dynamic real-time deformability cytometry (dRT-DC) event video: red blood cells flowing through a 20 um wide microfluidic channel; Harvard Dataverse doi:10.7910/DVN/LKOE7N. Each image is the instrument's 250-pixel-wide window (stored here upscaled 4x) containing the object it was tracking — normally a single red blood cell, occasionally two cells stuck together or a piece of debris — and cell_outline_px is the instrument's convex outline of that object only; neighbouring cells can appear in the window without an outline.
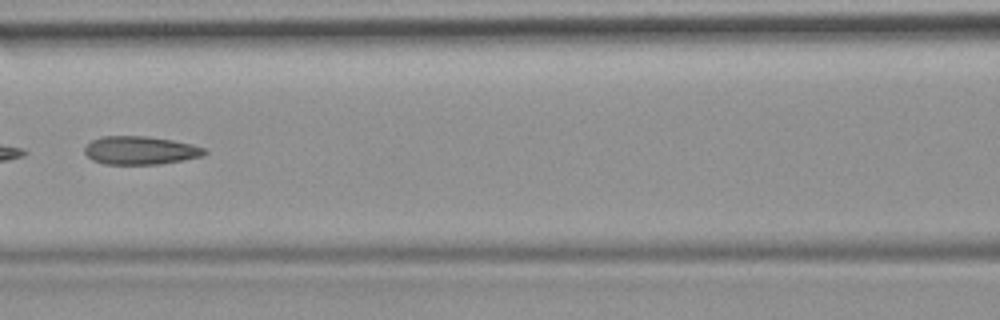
{"species": "common noctule bat (a hibernating species)", "species_latin": "Nyctalus noctula", "temperature_condition": "room temperature", "stored_images_in_passage": 6, "camera_frame_rate_fps": 3000, "um_per_image_px": 0.085, "animal": {"sex": "female", "body_mass_g": 19.9}, "frame": {"image": 1, "passage_image": 5, "time_ms": 5.667, "image_size_px": [1000, 320], "cell_outline_px": [[208, 152], [204, 156], [160, 164], [104, 164], [92, 160], [84, 152], [84, 148], [92, 140], [100, 136], [148, 136], [172, 140], [192, 144], [204, 148]], "centroid_in_image_um": [11.93, 12.78], "position_along_channel_um": 154.7, "area_um2": 19.83}}